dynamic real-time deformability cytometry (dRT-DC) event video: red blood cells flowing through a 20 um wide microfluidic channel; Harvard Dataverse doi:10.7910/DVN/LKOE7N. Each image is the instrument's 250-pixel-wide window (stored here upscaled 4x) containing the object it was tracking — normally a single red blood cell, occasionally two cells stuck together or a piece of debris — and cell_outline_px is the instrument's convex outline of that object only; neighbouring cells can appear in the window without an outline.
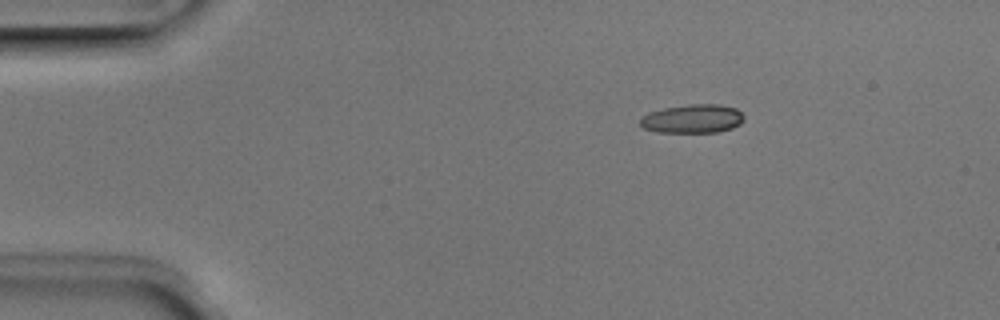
{"species": "Egyptian fruit bat (a non-hibernating species)", "species_latin": "Rousettus aegyptiacus", "temperature_condition": "room temperature", "stored_images_in_passage": 4, "camera_frame_rate_fps": 3000, "um_per_image_px": 0.085, "animal": {"sex": "male"}, "frame": {"image": 1, "passage_image": 4, "time_ms": 1.0, "image_size_px": [1000, 320], "cell_outline_px": [[744, 120], [740, 124], [732, 128], [716, 132], [656, 132], [644, 128], [640, 124], [640, 116], [648, 112], [664, 108], [688, 104], [720, 104], [736, 108], [744, 116]], "centroid_in_image_um": [58.86, 10.08], "position_along_channel_um": 26.1, "area_um2": 17.51}}